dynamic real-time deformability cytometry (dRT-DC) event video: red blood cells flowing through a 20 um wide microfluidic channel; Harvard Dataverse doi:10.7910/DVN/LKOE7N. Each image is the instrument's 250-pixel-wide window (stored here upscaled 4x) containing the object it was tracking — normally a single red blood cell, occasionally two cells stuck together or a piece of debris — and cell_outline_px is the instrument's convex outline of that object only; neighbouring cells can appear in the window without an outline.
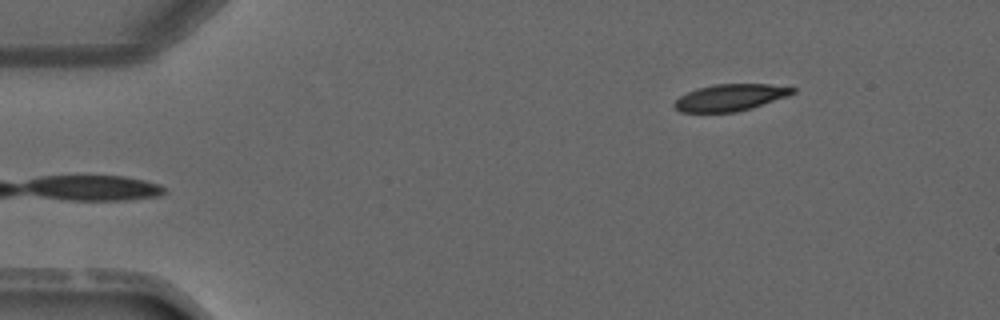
{"species": "common noctule bat (a hibernating species)", "species_latin": "Nyctalus noctula", "temperature_condition": "warm", "stored_images_in_passage": 4, "camera_frame_rate_fps": 3000, "um_per_image_px": 0.085, "animal": {"sex": "male", "forearm_length_mm": 52.5}, "frame": {"image": 1, "passage_image": 4, "time_ms": 3.667, "image_size_px": [1000, 320], "cell_outline_px": [[796, 92], [788, 96], [736, 112], [680, 112], [672, 104], [680, 96], [696, 88], [716, 84], [768, 84], [796, 88]], "centroid_in_image_um": [62.06, 8.28], "position_along_channel_um": 22.9, "area_um2": 18.26}}